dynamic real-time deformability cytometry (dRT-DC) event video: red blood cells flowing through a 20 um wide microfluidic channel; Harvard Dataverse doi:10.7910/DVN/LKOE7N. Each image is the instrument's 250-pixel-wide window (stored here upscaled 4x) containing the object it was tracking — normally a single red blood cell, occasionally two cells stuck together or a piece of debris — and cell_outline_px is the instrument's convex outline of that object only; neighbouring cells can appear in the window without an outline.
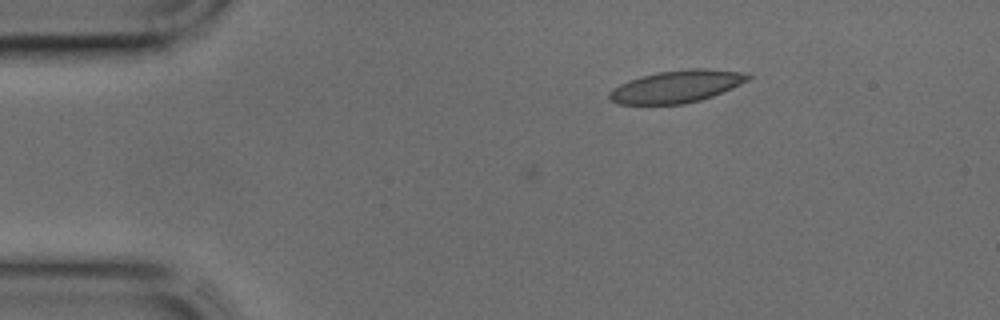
{"species": "common noctule bat (a hibernating species)", "species_latin": "Nyctalus noctula", "temperature_condition": "cold", "stored_images_in_passage": 3, "camera_frame_rate_fps": 3000, "um_per_image_px": 0.085, "animal": {"sex": "male", "body_mass_g": 17.9, "forearm_length_mm": 54.2}, "frame": {"image": 1, "passage_image": 3, "time_ms": 0.667, "image_size_px": [1000, 320], "cell_outline_px": [[752, 76], [748, 80], [732, 88], [712, 96], [700, 100], [684, 104], [620, 104], [612, 100], [608, 96], [608, 92], [612, 88], [628, 80], [660, 72], [688, 68], [704, 68], [748, 72]], "centroid_in_image_um": [57.54, 7.34], "position_along_channel_um": 27.5, "area_um2": 26.07}}